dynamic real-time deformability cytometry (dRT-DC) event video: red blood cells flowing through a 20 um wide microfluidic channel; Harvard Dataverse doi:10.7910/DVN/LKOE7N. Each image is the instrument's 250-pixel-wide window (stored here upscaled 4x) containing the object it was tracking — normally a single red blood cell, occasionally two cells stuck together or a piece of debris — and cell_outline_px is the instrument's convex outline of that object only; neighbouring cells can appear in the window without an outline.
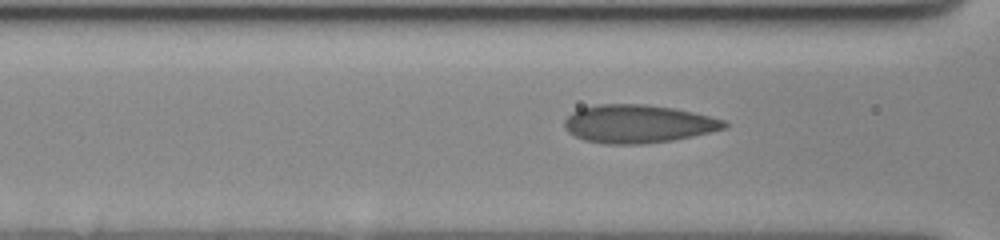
{"species": "human", "species_latin": "Homo sapiens", "temperature_condition": "cold", "stored_images_in_passage": 24, "camera_frame_rate_fps": 3000, "um_per_image_px": 0.085, "donor": {"sex": "female"}, "frame": {"image": 1, "passage_image": 21, "time_ms": 6.667, "image_size_px": [1000, 240], "cell_outline_px": [[728, 128], [672, 140], [640, 144], [604, 144], [584, 140], [568, 132], [564, 128], [564, 120], [572, 112], [580, 108], [596, 104], [644, 104], [676, 108], [724, 120], [728, 124]], "centroid_in_image_um": [54.2, 10.52], "position_along_channel_um": 112.4, "area_um2": 35.55}}